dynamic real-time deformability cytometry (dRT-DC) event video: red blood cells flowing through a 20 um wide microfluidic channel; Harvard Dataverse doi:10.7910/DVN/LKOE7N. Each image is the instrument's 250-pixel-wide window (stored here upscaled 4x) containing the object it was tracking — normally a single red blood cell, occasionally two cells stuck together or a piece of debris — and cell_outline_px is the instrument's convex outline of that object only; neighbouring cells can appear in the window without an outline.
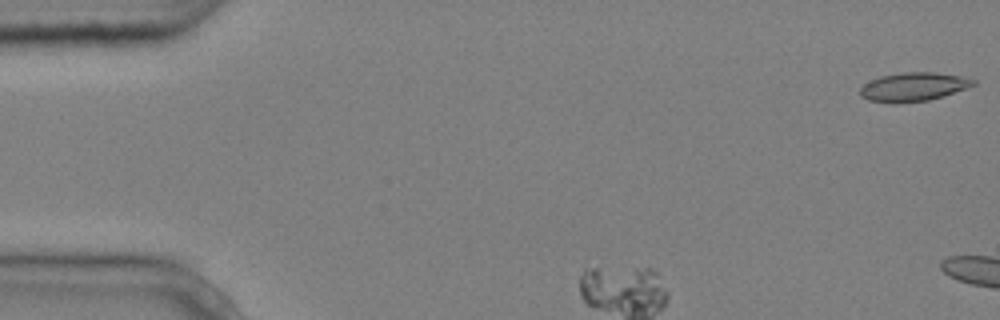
{"species": "common noctule bat (a hibernating species)", "species_latin": "Nyctalus noctula", "temperature_condition": "cold", "stored_images_in_passage": 4, "camera_frame_rate_fps": 3000, "um_per_image_px": 0.085, "animal": {"sex": "male", "body_mass_g": 20.4}, "frame": {"image": 1, "passage_image": 1, "time_ms": 0.0, "image_size_px": [1000, 320], "cell_outline_px": [[976, 84], [944, 96], [928, 100], [868, 100], [860, 96], [860, 88], [864, 84], [880, 76], [904, 72], [932, 72], [960, 76], [976, 80]], "centroid_in_image_um": [77.68, 7.33], "position_along_channel_um": 7.3, "area_um2": 18.03}}